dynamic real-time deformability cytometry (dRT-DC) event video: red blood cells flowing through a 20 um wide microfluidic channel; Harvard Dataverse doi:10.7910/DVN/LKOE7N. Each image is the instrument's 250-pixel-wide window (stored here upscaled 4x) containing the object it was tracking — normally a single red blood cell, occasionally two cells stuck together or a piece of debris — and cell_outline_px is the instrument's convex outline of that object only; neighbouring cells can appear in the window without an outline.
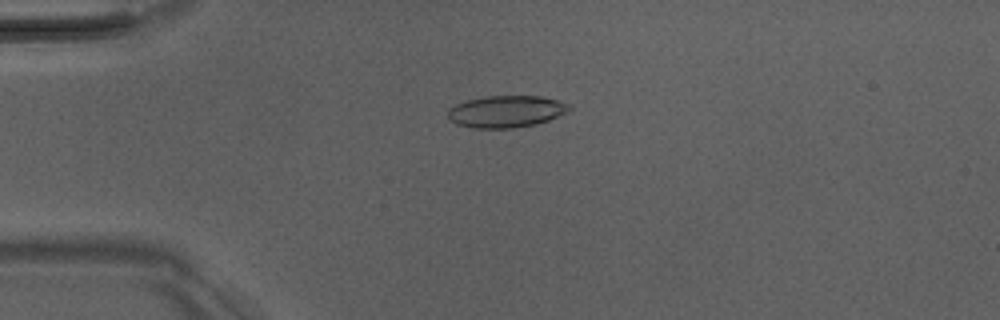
{"species": "Egyptian fruit bat (a non-hibernating species)", "species_latin": "Rousettus aegyptiacus", "temperature_condition": "room temperature", "stored_images_in_passage": 51, "camera_frame_rate_fps": 3000, "um_per_image_px": 0.085, "animal": {"sex": "male"}, "frame": {"image": 1, "passage_image": 13, "time_ms": 4.0, "image_size_px": [1000, 320], "cell_outline_px": [[572, 108], [548, 120], [536, 124], [512, 128], [476, 128], [456, 124], [448, 116], [448, 108], [456, 104], [468, 100], [488, 96], [540, 96], [560, 100], [568, 104]], "centroid_in_image_um": [43.02, 9.47], "position_along_channel_um": 42.0, "area_um2": 22.31}}
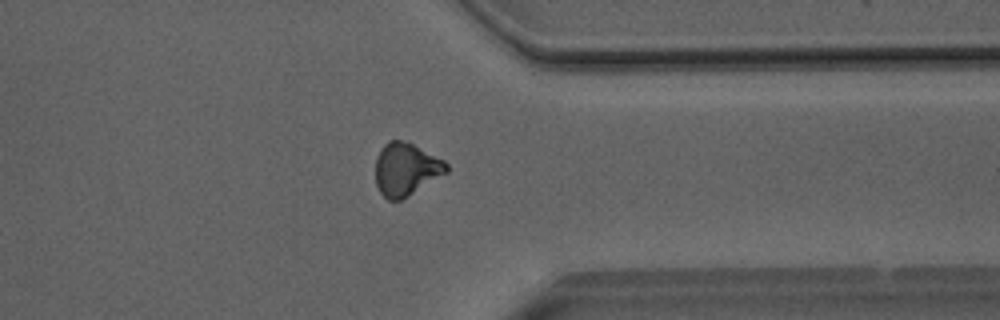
{"frame": {"image": 2, "passage_image": 40, "time_ms": 13.0, "image_size_px": [1000, 320], "cell_outline_px": [[448, 172], [408, 196], [400, 200], [388, 200], [380, 192], [376, 184], [376, 156], [384, 144], [388, 140], [400, 140], [412, 144], [444, 160], [448, 164]], "centroid_in_image_um": [34.5, 14.39], "position_along_channel_um": 376.9, "area_um2": 21.68}}
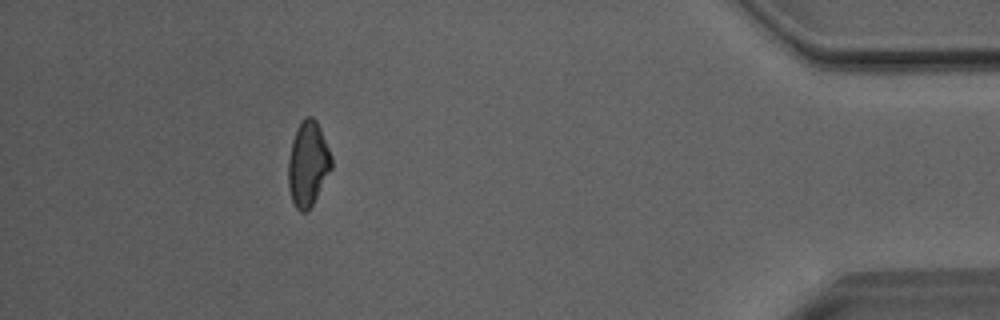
{"frame": {"image": 3, "passage_image": 46, "time_ms": 15.0, "image_size_px": [1000, 320], "cell_outline_px": [[332, 168], [308, 212], [300, 212], [296, 208], [292, 200], [288, 188], [288, 160], [292, 140], [304, 116], [312, 116], [316, 120], [320, 128], [332, 156]], "centroid_in_image_um": [26.17, 13.94], "position_along_channel_um": 409.0, "area_um2": 21.33}, "authors_computed_cell_mechanics": {"area_um2": 21.964, "velocity_mm_per_s": 4.0823, "shape_relaxation_time_tau1_ms": null, "shape_relaxation_time_tau2_ms": 4.0308, "deformation_change_tau1": null, "deformation_change_tau2": 0.1104}}